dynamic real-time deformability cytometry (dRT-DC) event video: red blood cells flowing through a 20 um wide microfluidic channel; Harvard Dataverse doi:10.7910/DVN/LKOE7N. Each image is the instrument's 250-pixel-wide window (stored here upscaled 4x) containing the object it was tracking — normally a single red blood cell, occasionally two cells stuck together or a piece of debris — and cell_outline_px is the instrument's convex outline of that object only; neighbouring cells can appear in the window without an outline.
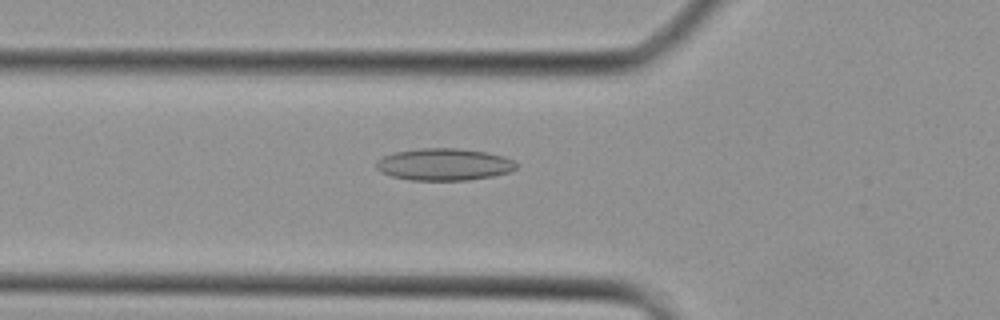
{"species": "Egyptian fruit bat (a non-hibernating species)", "species_latin": "Rousettus aegyptiacus", "temperature_condition": "cold", "stored_images_in_passage": 32, "camera_frame_rate_fps": 3000, "um_per_image_px": 0.085, "animal": {"sex": "female"}, "frame": {"image": 1, "passage_image": 5, "time_ms": 1.333, "image_size_px": [1000, 320], "cell_outline_px": [[520, 164], [512, 172], [492, 176], [468, 180], [412, 180], [392, 176], [380, 172], [376, 168], [376, 160], [384, 156], [396, 152], [420, 148], [456, 148], [488, 152], [504, 156]], "centroid_in_image_um": [37.78, 13.97], "position_along_channel_um": 88.0, "area_um2": 26.3}}
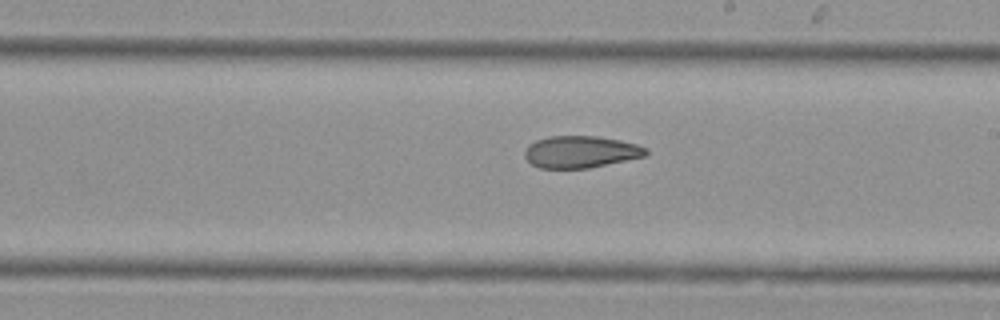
{"frame": {"image": 2, "passage_image": 14, "time_ms": 4.333, "image_size_px": [1000, 320], "cell_outline_px": [[648, 152], [644, 156], [588, 168], [540, 168], [532, 164], [524, 156], [524, 152], [528, 144], [536, 140], [548, 136], [596, 136], [620, 140], [636, 144], [648, 148]], "centroid_in_image_um": [49.33, 12.9], "position_along_channel_um": 239.7, "area_um2": 22.48}}
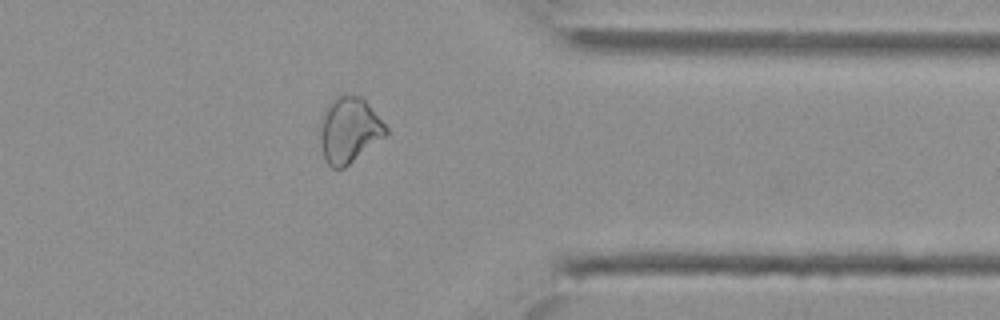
{"frame": {"image": 3, "passage_image": 23, "time_ms": 7.333, "image_size_px": [1000, 320], "cell_outline_px": [[388, 136], [344, 168], [332, 168], [324, 160], [320, 140], [320, 136], [324, 116], [332, 100], [336, 96], [360, 96], [368, 104], [388, 128]], "centroid_in_image_um": [29.73, 11.11], "position_along_channel_um": 381.7, "area_um2": 24.8}}